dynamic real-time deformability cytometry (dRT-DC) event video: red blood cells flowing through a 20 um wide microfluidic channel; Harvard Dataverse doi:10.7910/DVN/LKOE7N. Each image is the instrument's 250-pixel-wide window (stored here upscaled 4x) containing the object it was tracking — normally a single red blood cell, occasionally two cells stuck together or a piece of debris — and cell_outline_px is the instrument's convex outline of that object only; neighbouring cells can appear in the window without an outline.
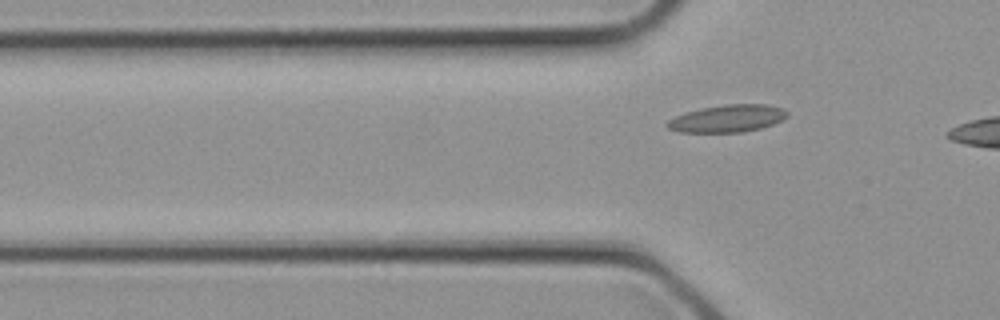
{"species": "common noctule bat (a hibernating species)", "species_latin": "Nyctalus noctula", "temperature_condition": "cold", "stored_images_in_passage": 7, "segment_of_instrument_passage": [2, 2], "camera_frame_rate_fps": 3000, "um_per_image_px": 0.085, "animal": {"sex": "female", "body_mass_g": 21.9}, "frame": {"image": 1, "passage_image": 7, "time_ms": 2.0, "image_size_px": [1000, 320], "cell_outline_px": [[788, 116], [772, 124], [760, 128], [744, 132], [680, 132], [668, 128], [664, 124], [668, 120], [684, 112], [700, 108], [724, 104], [768, 104], [784, 108], [788, 112]], "centroid_in_image_um": [61.82, 10.06], "position_along_channel_um": 64.0, "area_um2": 19.25}}